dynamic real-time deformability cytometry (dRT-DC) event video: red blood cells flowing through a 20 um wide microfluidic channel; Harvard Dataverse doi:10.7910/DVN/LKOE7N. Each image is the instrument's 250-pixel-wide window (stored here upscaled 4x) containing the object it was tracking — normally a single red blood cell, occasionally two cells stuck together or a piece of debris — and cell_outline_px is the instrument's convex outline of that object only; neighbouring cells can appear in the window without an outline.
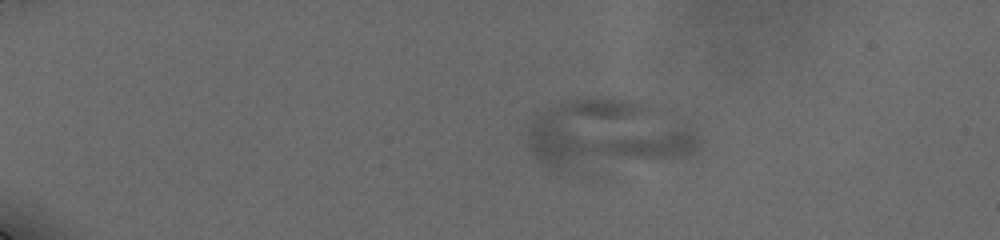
{"species": "human", "species_latin": "Homo sapiens", "temperature_condition": "cold", "stored_images_in_passage": 24, "camera_frame_rate_fps": 3000, "um_per_image_px": 0.085, "donor": {"sex": "male"}, "frame": {"image": 1, "passage_image": 12, "time_ms": 4.333, "image_size_px": [1000, 240], "cell_outline_px": [[704, 140], [700, 148], [696, 152], [680, 160], [568, 168], [552, 168], [536, 160], [528, 148], [528, 124], [536, 116], [560, 100], [632, 100], [644, 104], [696, 124]], "centroid_in_image_um": [51.79, 11.44], "position_along_channel_um": 33.2, "area_um2": 69.53}}
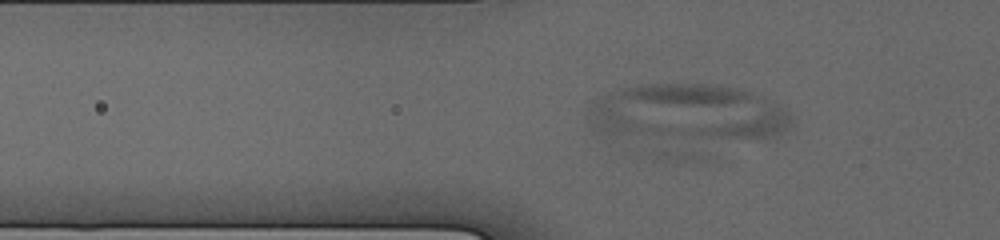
{"frame": {"image": 2, "passage_image": 21, "time_ms": 7.667, "image_size_px": [1000, 240], "cell_outline_px": [[792, 120], [784, 132], [776, 136], [764, 140], [604, 136], [596, 132], [592, 128], [588, 120], [588, 108], [600, 96], [620, 88], [640, 84], [720, 84], [736, 88], [748, 92], [776, 104], [784, 108], [788, 112]], "centroid_in_image_um": [58.39, 9.61], "position_along_channel_um": 67.4, "area_um2": 68.26}}